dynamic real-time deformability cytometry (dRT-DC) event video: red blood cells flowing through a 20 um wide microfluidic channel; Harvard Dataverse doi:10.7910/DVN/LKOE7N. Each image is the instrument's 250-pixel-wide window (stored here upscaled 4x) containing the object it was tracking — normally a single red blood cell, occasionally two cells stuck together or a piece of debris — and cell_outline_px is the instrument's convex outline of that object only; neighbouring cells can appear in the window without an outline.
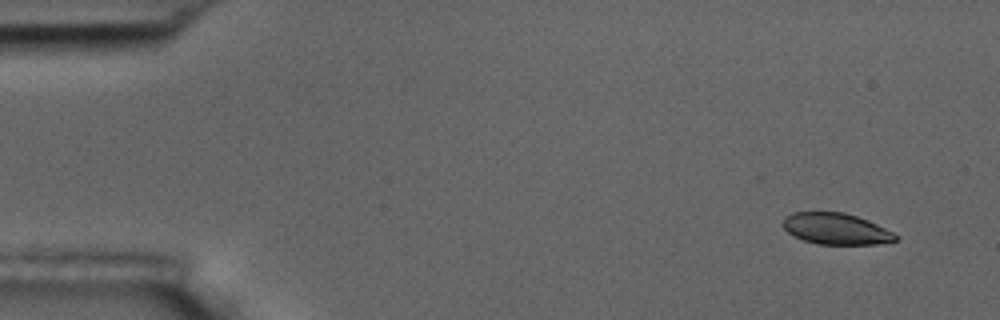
{"species": "common noctule bat (a hibernating species)", "species_latin": "Nyctalus noctula", "temperature_condition": "room temperature", "stored_images_in_passage": 4, "camera_frame_rate_fps": 3000, "um_per_image_px": 0.085, "animal": {"sex": "male", "body_mass_g": 17.5, "forearm_length_mm": 52.3}, "frame": {"image": 1, "passage_image": 1, "time_ms": 0.0, "image_size_px": [1000, 320], "cell_outline_px": [[896, 240], [876, 244], [820, 244], [804, 240], [792, 236], [780, 224], [784, 216], [792, 212], [844, 212], [868, 220], [892, 232], [896, 236]], "centroid_in_image_um": [70.98, 19.43], "position_along_channel_um": 14.0, "area_um2": 20.46}}
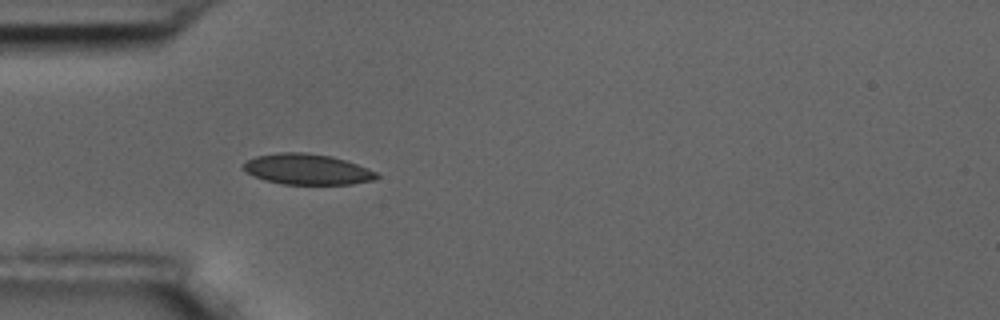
{"frame": {"image": 2, "passage_image": 4, "time_ms": 4.333, "image_size_px": [1000, 320], "cell_outline_px": [[380, 176], [376, 180], [352, 184], [284, 184], [264, 180], [240, 168], [248, 160], [256, 156], [280, 152], [304, 152], [332, 156], [356, 164], [376, 172]], "centroid_in_image_um": [26.12, 14.39], "position_along_channel_um": 58.9, "area_um2": 23.7}}